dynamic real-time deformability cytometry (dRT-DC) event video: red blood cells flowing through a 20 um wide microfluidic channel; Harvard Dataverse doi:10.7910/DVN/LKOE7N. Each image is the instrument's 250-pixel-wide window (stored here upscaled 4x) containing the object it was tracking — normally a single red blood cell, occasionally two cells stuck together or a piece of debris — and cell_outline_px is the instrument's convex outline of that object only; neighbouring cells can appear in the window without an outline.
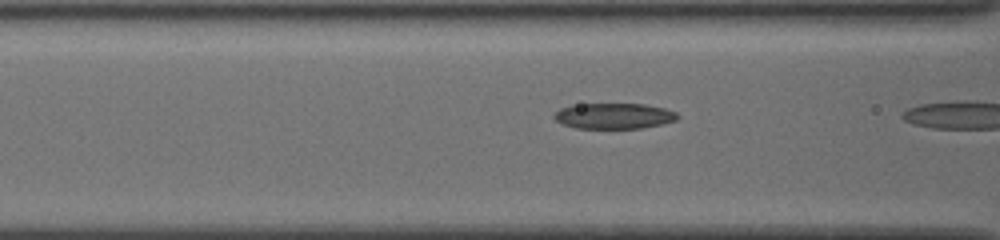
{"species": "common noctule bat (a hibernating species)", "species_latin": "Nyctalus noctula", "temperature_condition": "cold", "stored_images_in_passage": 11, "camera_frame_rate_fps": 3000, "um_per_image_px": 0.085, "animal": {"sex": "female", "body_mass_g": 19.5, "forearm_length_mm": 54.1}, "frame": {"image": 1, "passage_image": 10, "time_ms": 3.0, "image_size_px": [1000, 240], "cell_outline_px": [[680, 116], [676, 120], [660, 124], [640, 128], [576, 128], [564, 124], [556, 120], [552, 116], [560, 108], [572, 104], [644, 104], [664, 108], [676, 112]], "centroid_in_image_um": [52.17, 9.85], "position_along_channel_um": 114.4, "area_um2": 18.38}}